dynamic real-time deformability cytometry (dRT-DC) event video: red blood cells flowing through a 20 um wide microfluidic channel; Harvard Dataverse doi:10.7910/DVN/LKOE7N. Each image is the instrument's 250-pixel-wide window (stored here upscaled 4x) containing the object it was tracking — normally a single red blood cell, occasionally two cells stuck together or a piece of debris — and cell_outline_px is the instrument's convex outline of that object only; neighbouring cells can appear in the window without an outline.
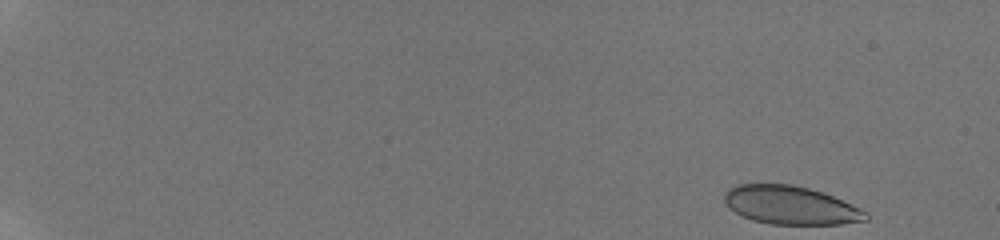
{"species": "human", "species_latin": "Homo sapiens", "temperature_condition": "room temperature", "stored_images_in_passage": 55, "camera_frame_rate_fps": 3000, "um_per_image_px": 0.085, "donor": {"sex": "male"}, "frame": {"image": 1, "passage_image": 1, "time_ms": 0.0, "image_size_px": [1000, 240], "cell_outline_px": [[868, 220], [840, 224], [772, 224], [752, 220], [736, 212], [724, 200], [724, 192], [728, 188], [736, 184], [792, 184], [824, 192], [860, 208], [868, 212]], "centroid_in_image_um": [67.22, 17.43], "position_along_channel_um": 17.8, "area_um2": 31.56}}
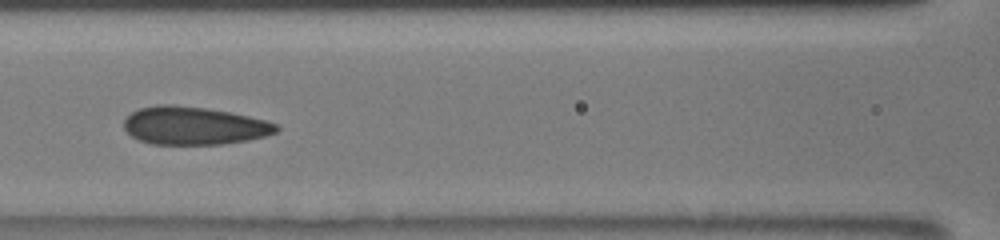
{"frame": {"image": 2, "passage_image": 31, "time_ms": 8.333, "image_size_px": [1000, 240], "cell_outline_px": [[280, 128], [276, 132], [264, 136], [248, 140], [220, 144], [152, 144], [140, 140], [132, 136], [124, 128], [124, 120], [132, 112], [140, 108], [156, 104], [172, 104], [208, 108], [232, 112], [268, 120], [276, 124]], "centroid_in_image_um": [16.51, 10.67], "position_along_channel_um": 150.1, "area_um2": 33.87}}
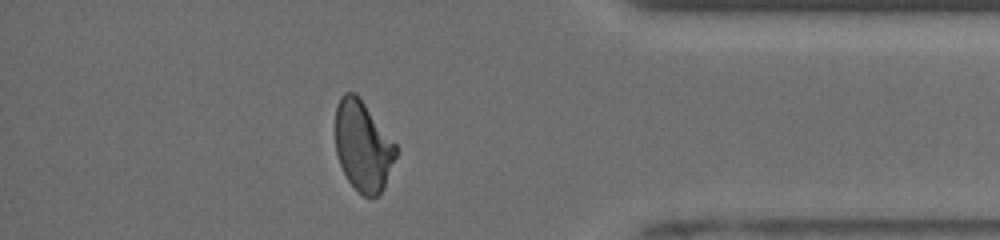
{"frame": {"image": 3, "passage_image": 53, "time_ms": 15.333, "image_size_px": [1000, 240], "cell_outline_px": [[400, 148], [384, 188], [376, 196], [364, 196], [348, 180], [340, 164], [336, 152], [336, 108], [340, 96], [344, 92], [356, 92]], "centroid_in_image_um": [30.88, 12.38], "position_along_channel_um": 404.3, "area_um2": 31.96}, "authors_computed_cell_mechanics": {"area_um2": 33.4084, "velocity_mm_per_s": 3.881, "shape_relaxation_time_tau1_ms": null, "shape_relaxation_time_tau2_ms": 1.3619, "deformation_change_tau1": null, "deformation_change_tau2": 0.0743}}